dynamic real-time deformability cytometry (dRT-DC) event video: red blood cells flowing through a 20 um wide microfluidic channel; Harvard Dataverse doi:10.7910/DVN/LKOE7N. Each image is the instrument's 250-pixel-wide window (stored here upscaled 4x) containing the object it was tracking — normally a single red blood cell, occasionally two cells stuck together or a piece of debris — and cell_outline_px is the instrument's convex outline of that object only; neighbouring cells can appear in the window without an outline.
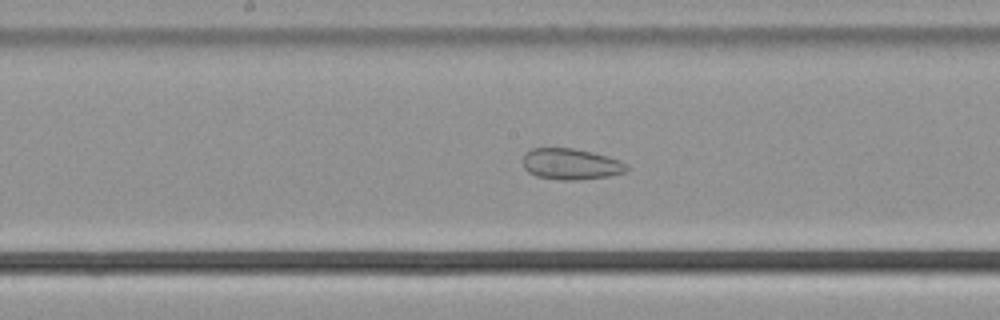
{"species": "common noctule bat (a hibernating species)", "species_latin": "Nyctalus noctula", "temperature_condition": "cold", "stored_images_in_passage": 55, "camera_frame_rate_fps": 3000, "um_per_image_px": 0.085, "animal": {"sex": "male", "body_mass_g": 21.5, "forearm_length_mm": 52.0}, "frame": {"image": 1, "passage_image": 30, "time_ms": 9.667, "image_size_px": [1000, 320], "cell_outline_px": [[628, 168], [624, 172], [608, 176], [576, 180], [560, 180], [536, 176], [528, 172], [524, 168], [524, 156], [532, 148], [572, 148], [592, 152], [608, 156], [620, 160], [628, 164]], "centroid_in_image_um": [48.54, 13.95], "position_along_channel_um": 199.7, "area_um2": 18.73}}
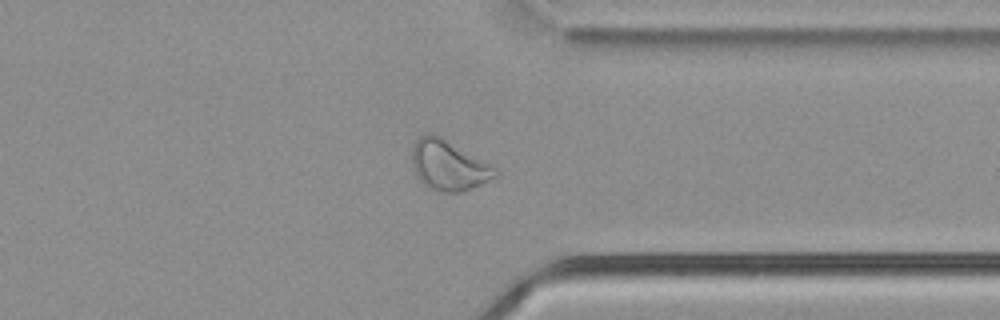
{"frame": {"image": 2, "passage_image": 44, "time_ms": 14.333, "image_size_px": [1000, 320], "cell_outline_px": [[500, 172], [496, 176], [480, 184], [460, 192], [444, 192], [428, 188], [416, 176], [412, 164], [412, 148], [416, 140], [424, 132], [432, 132], [440, 136], [496, 168]], "centroid_in_image_um": [38.08, 14.04], "position_along_channel_um": 373.3, "area_um2": 24.04}}
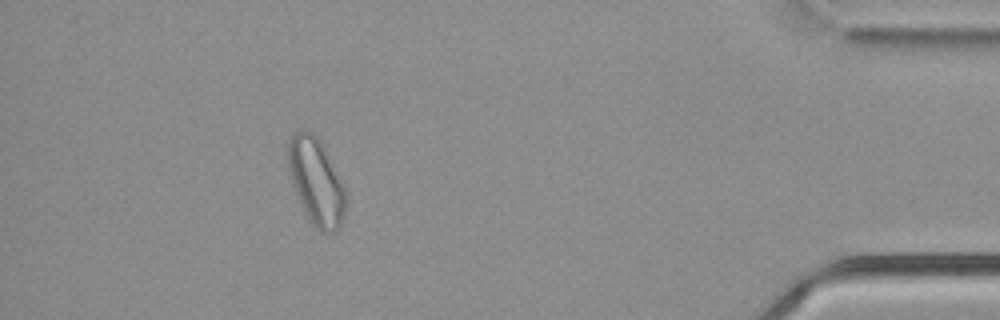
{"frame": {"image": 3, "passage_image": 51, "time_ms": 16.667, "image_size_px": [1000, 320], "cell_outline_px": [[344, 216], [340, 224], [332, 232], [320, 232], [312, 224], [304, 212], [296, 196], [292, 184], [288, 168], [288, 140], [300, 128], [304, 128], [312, 132], [320, 140], [344, 184]], "centroid_in_image_um": [26.84, 15.4], "position_along_channel_um": 408.4, "area_um2": 29.02}}